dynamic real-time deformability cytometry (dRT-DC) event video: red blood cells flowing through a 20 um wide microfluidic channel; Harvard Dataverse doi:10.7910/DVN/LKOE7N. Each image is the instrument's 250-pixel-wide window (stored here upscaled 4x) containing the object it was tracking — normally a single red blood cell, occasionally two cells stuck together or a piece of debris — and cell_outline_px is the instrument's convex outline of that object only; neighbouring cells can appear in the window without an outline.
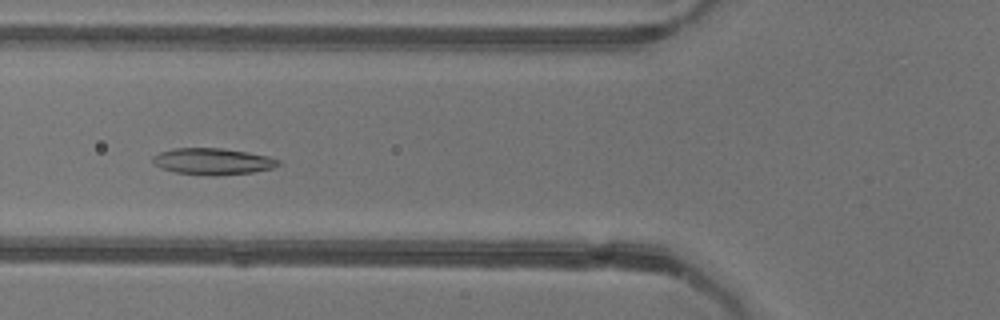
{"species": "common noctule bat (a hibernating species)", "species_latin": "Nyctalus noctula", "temperature_condition": "warm", "stored_images_in_passage": 53, "camera_frame_rate_fps": 3000, "um_per_image_px": 0.085, "animal": {"sex": "female"}, "frame": {"image": 1, "passage_image": 20, "time_ms": 6.333, "image_size_px": [1000, 320], "cell_outline_px": [[280, 164], [272, 168], [252, 172], [216, 176], [212, 176], [176, 172], [160, 168], [152, 164], [152, 156], [160, 152], [176, 148], [224, 148], [248, 152], [268, 156], [280, 160]], "centroid_in_image_um": [18.06, 13.72], "position_along_channel_um": 107.7, "area_um2": 19.48}}
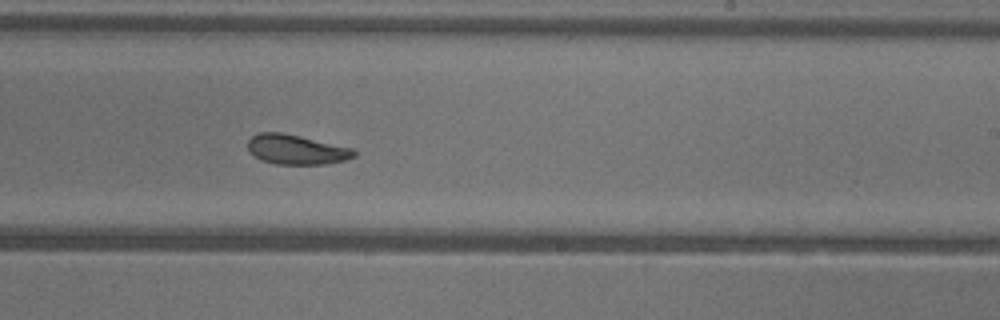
{"frame": {"image": 2, "passage_image": 32, "time_ms": 10.333, "image_size_px": [1000, 320], "cell_outline_px": [[356, 156], [344, 160], [324, 164], [276, 164], [260, 160], [248, 148], [248, 140], [252, 136], [260, 132], [280, 132], [300, 136], [356, 148]], "centroid_in_image_um": [25.23, 12.7], "position_along_channel_um": 263.8, "area_um2": 18.44}}
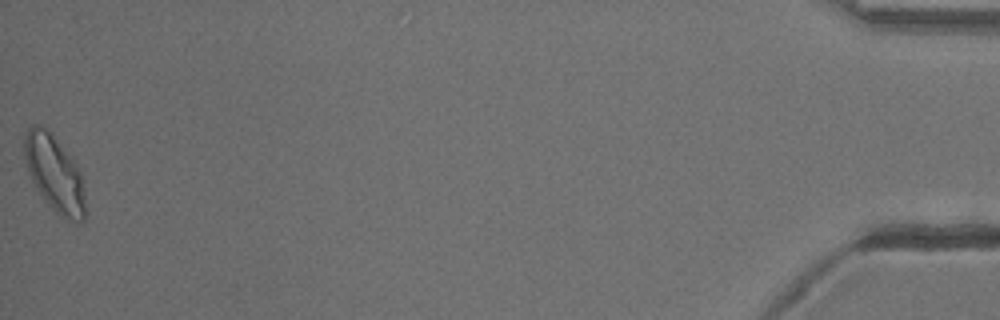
{"frame": {"image": 3, "passage_image": 53, "time_ms": 17.333, "image_size_px": [1000, 320], "cell_outline_px": [[88, 212], [84, 220], [80, 224], [76, 224], [56, 212], [44, 200], [36, 188], [28, 172], [24, 156], [24, 132], [32, 124], [40, 124], [52, 132], [72, 160], [80, 172]], "centroid_in_image_um": [4.64, 14.77], "position_along_channel_um": 430.6, "area_um2": 27.4}, "authors_computed_cell_mechanics": {"area_um2": 20.5768, "velocity_mm_per_s": 3.9048, "shape_relaxation_time_tau1_ms": 3.7403, "shape_relaxation_time_tau2_ms": 2.407, "deformation_change_tau1": 0.1318, "deformation_change_tau2": 0.0878}}